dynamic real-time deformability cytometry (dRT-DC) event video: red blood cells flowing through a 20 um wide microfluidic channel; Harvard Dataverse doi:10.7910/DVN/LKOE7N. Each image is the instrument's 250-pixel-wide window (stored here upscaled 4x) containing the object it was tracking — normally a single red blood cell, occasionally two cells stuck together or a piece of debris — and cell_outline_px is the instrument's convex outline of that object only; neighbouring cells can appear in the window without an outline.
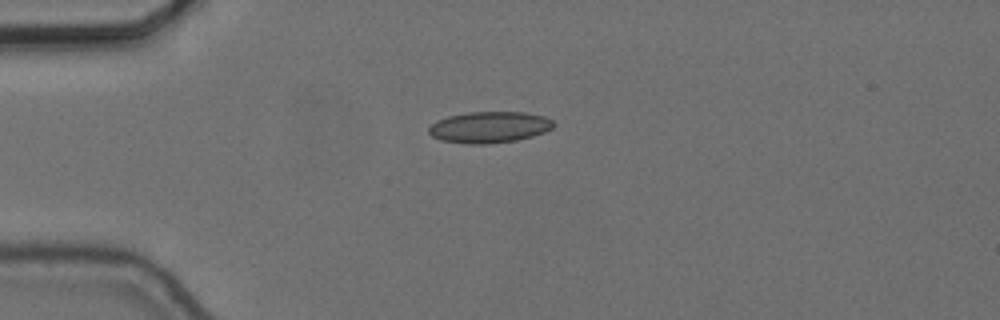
{"species": "common noctule bat (a hibernating species)", "species_latin": "Nyctalus noctula", "temperature_condition": "cold", "stored_images_in_passage": 25, "camera_frame_rate_fps": 3000, "um_per_image_px": 0.085, "animal": {"sex": "female", "body_mass_g": 24.6, "forearm_length_mm": 56.2}, "frame": {"image": 1, "passage_image": 1, "time_ms": 0.0, "image_size_px": [1000, 320], "cell_outline_px": [[556, 124], [552, 128], [544, 132], [532, 136], [516, 140], [488, 144], [468, 144], [440, 140], [432, 136], [428, 132], [428, 128], [436, 120], [448, 116], [468, 112], [524, 112], [544, 116], [552, 120]], "centroid_in_image_um": [41.58, 10.81], "position_along_channel_um": 43.4, "area_um2": 22.83}}
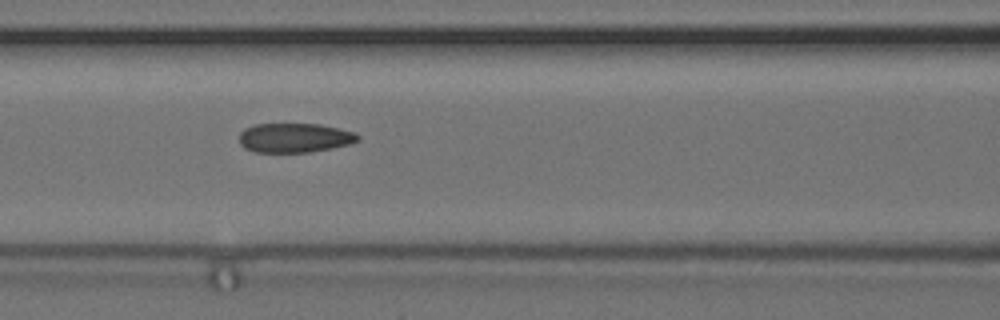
{"frame": {"image": 2, "passage_image": 11, "time_ms": 3.333, "image_size_px": [1000, 320], "cell_outline_px": [[360, 140], [352, 144], [332, 148], [308, 152], [252, 152], [244, 148], [240, 144], [240, 132], [244, 128], [252, 124], [320, 124], [356, 132], [360, 136]], "centroid_in_image_um": [25.05, 11.71], "position_along_channel_um": 141.5, "area_um2": 20.58}}
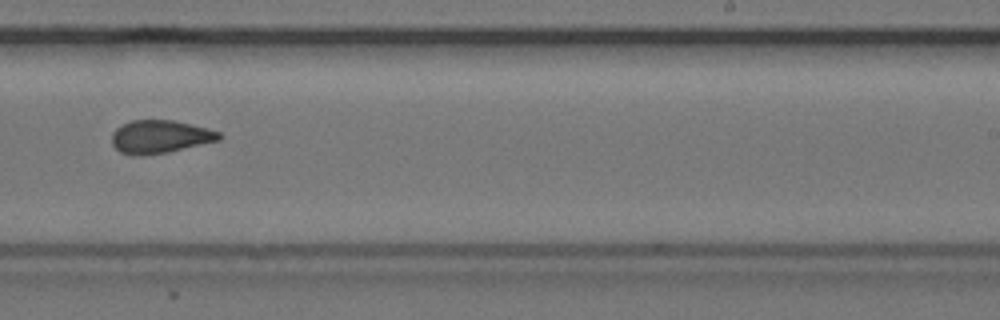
{"frame": {"image": 3, "passage_image": 22, "time_ms": 7.0, "image_size_px": [1000, 320], "cell_outline_px": [[224, 136], [220, 140], [168, 152], [144, 156], [132, 156], [120, 152], [112, 144], [112, 132], [116, 128], [132, 120], [172, 120], [208, 128], [220, 132]], "centroid_in_image_um": [13.61, 11.63], "position_along_channel_um": 275.4, "area_um2": 20.81}}